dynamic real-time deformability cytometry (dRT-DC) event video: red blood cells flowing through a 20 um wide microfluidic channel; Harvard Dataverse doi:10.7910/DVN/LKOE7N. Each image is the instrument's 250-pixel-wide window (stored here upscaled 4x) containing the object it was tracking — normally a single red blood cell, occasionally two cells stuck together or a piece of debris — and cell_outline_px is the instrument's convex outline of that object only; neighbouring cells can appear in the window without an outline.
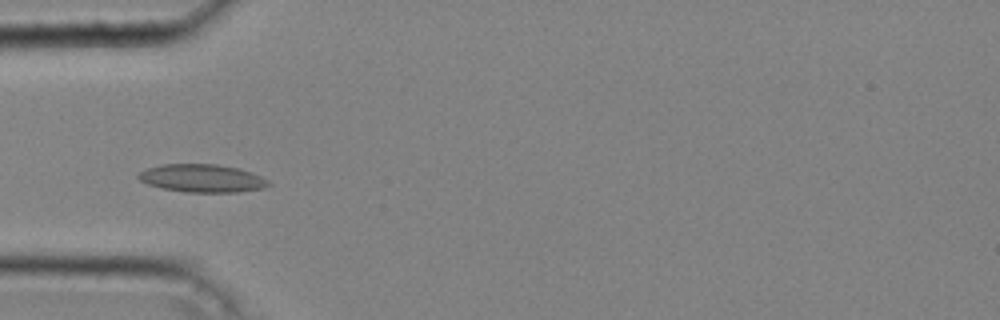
{"species": "common noctule bat (a hibernating species)", "species_latin": "Nyctalus noctula", "temperature_condition": "cold", "stored_images_in_passage": 35, "camera_frame_rate_fps": 3000, "um_per_image_px": 0.085, "animal": {"sex": "male", "body_mass_g": 20.4}, "frame": {"image": 1, "passage_image": 5, "time_ms": 1.333, "image_size_px": [1000, 320], "cell_outline_px": [[272, 184], [264, 188], [236, 192], [184, 192], [164, 188], [148, 184], [140, 180], [136, 176], [140, 172], [148, 168], [160, 164], [216, 164], [240, 168], [260, 176], [268, 180]], "centroid_in_image_um": [17.19, 15.15], "position_along_channel_um": 67.8, "area_um2": 21.15}}
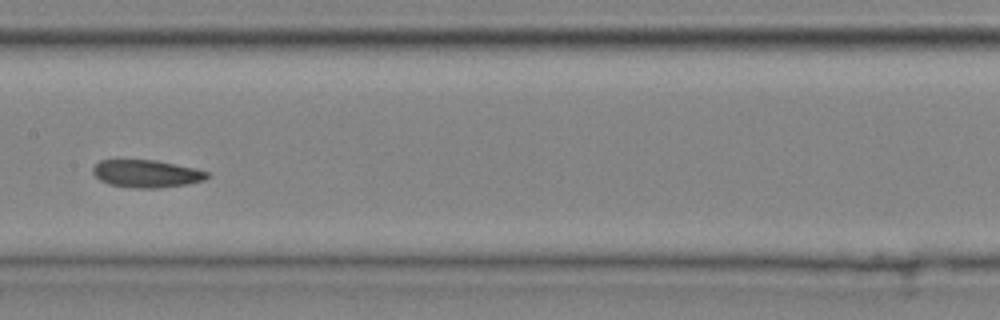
{"frame": {"image": 2, "passage_image": 14, "time_ms": 4.333, "image_size_px": [1000, 320], "cell_outline_px": [[208, 176], [204, 180], [188, 184], [160, 188], [132, 188], [108, 184], [100, 180], [92, 172], [92, 168], [100, 160], [156, 160], [196, 168], [208, 172]], "centroid_in_image_um": [12.45, 14.77], "position_along_channel_um": 195.0, "area_um2": 18.44}}
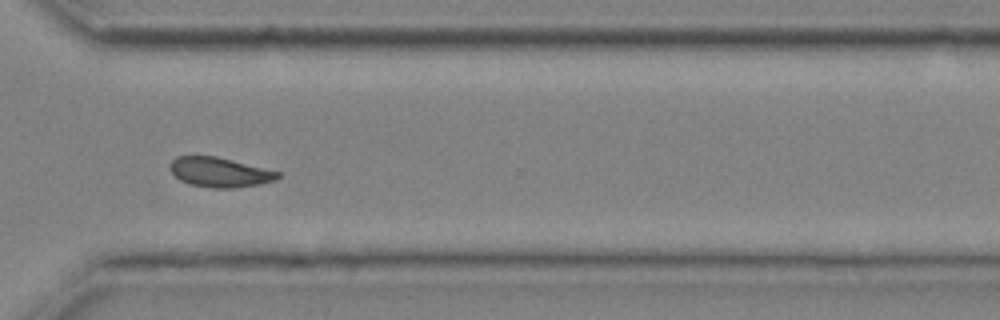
{"frame": {"image": 3, "passage_image": 25, "time_ms": 8.0, "image_size_px": [1000, 320], "cell_outline_px": [[280, 176], [276, 180], [260, 184], [232, 188], [212, 188], [192, 184], [180, 180], [172, 172], [168, 164], [176, 156], [216, 156], [280, 172]], "centroid_in_image_um": [18.67, 14.64], "position_along_channel_um": 351.9, "area_um2": 18.5}, "authors_computed_cell_mechanics": {"area_um2": 18.785, "velocity_mm_per_s": 4.2599, "shape_relaxation_time_tau1_ms": 10.6051, "shape_relaxation_time_tau2_ms": 3.4678, "deformation_change_tau1": 0.1432, "deformation_change_tau2": 0.0624}}